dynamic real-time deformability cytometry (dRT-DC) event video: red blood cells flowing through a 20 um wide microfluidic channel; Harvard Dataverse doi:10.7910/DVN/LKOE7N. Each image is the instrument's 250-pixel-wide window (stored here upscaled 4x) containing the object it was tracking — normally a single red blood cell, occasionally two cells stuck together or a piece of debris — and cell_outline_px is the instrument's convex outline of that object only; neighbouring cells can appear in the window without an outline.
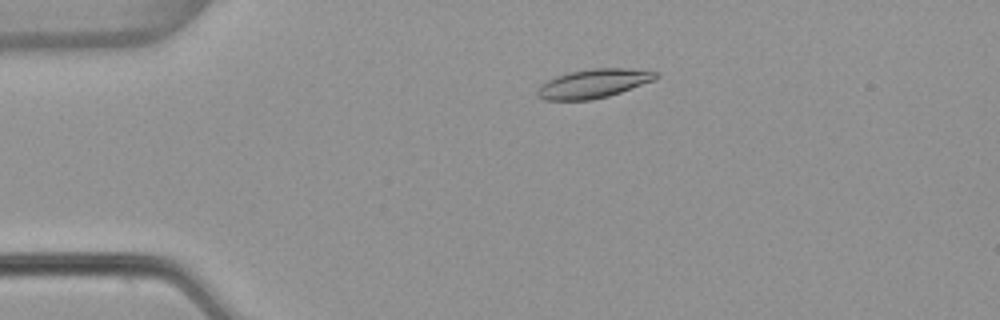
{"species": "common noctule bat (a hibernating species)", "species_latin": "Nyctalus noctula", "temperature_condition": "warm", "stored_images_in_passage": 54, "camera_frame_rate_fps": 3000, "um_per_image_px": 0.085, "animal": {"sex": "female", "body_mass_g": 22.7, "forearm_length_mm": 54.2}, "frame": {"image": 1, "passage_image": 12, "time_ms": 3.667, "image_size_px": [1000, 320], "cell_outline_px": [[660, 76], [656, 80], [608, 96], [592, 100], [544, 100], [536, 96], [536, 92], [540, 84], [556, 76], [568, 72], [592, 68], [628, 68], [656, 72]], "centroid_in_image_um": [50.43, 7.1], "position_along_channel_um": 34.6, "area_um2": 20.11}}
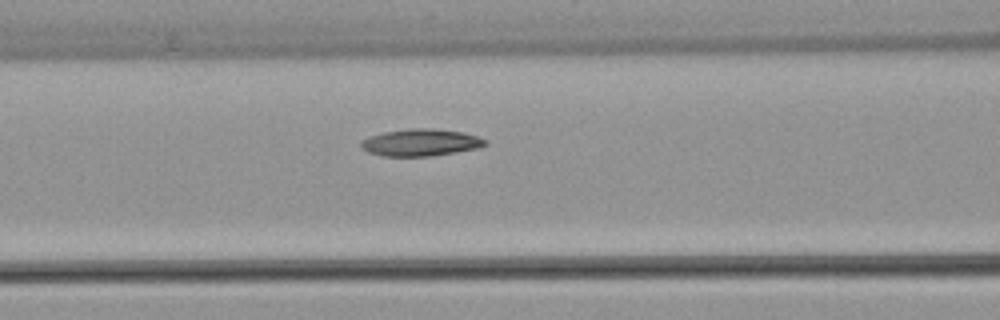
{"frame": {"image": 2, "passage_image": 23, "time_ms": 7.333, "image_size_px": [1000, 320], "cell_outline_px": [[488, 144], [480, 148], [432, 156], [380, 156], [368, 152], [360, 148], [360, 140], [368, 136], [384, 132], [412, 128], [432, 128], [464, 132], [488, 140]], "centroid_in_image_um": [35.75, 12.11], "position_along_channel_um": 130.8, "area_um2": 19.88}}
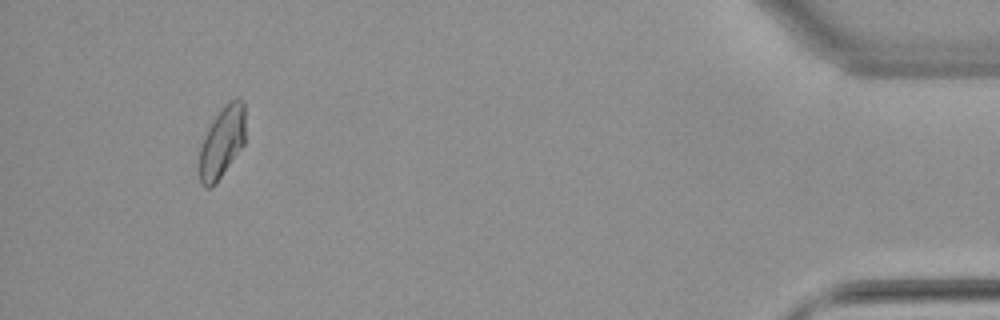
{"frame": {"image": 3, "passage_image": 51, "time_ms": 16.667, "image_size_px": [1000, 320], "cell_outline_px": [[244, 144], [212, 188], [204, 188], [200, 184], [200, 148], [204, 136], [216, 116], [236, 96], [240, 96], [244, 100]], "centroid_in_image_um": [18.87, 12.1], "position_along_channel_um": 416.3, "area_um2": 18.67}, "authors_computed_cell_mechanics": {"area_um2": 19.3052, "velocity_mm_per_s": 3.813, "shape_relaxation_time_tau1_ms": 10.3016, "shape_relaxation_time_tau2_ms": 8.3174, "deformation_change_tau1": 0.2255, "deformation_change_tau2": 0.1673}}